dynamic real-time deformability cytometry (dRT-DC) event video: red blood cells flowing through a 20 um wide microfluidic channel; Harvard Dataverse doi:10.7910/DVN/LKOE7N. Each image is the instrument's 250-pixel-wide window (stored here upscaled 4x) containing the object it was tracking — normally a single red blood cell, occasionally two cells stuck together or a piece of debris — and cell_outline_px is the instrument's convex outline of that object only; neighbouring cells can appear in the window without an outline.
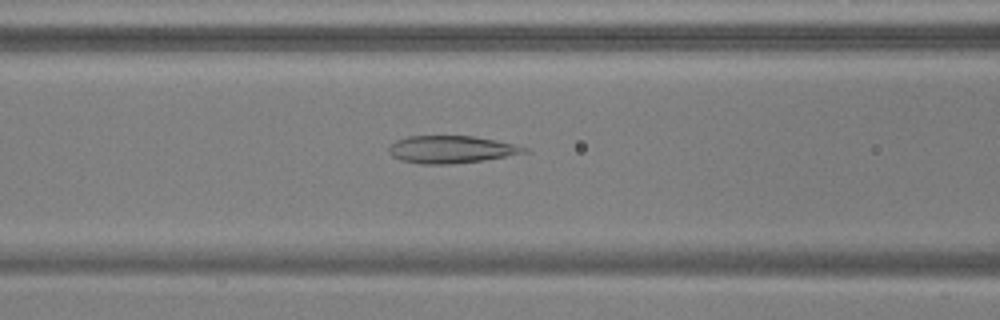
{"species": "common noctule bat (a hibernating species)", "species_latin": "Nyctalus noctula", "temperature_condition": "warm", "stored_images_in_passage": 50, "camera_frame_rate_fps": 3000, "um_per_image_px": 0.085, "animal": {"sex": "male", "body_mass_g": 17.9, "forearm_length_mm": 54.2}, "frame": {"image": 1, "passage_image": 23, "time_ms": 7.333, "image_size_px": [1000, 320], "cell_outline_px": [[532, 152], [484, 160], [448, 164], [420, 164], [400, 160], [392, 156], [388, 152], [388, 148], [396, 140], [408, 136], [472, 136], [496, 140], [528, 148]], "centroid_in_image_um": [38.36, 12.7], "position_along_channel_um": 128.2, "area_um2": 21.68}}
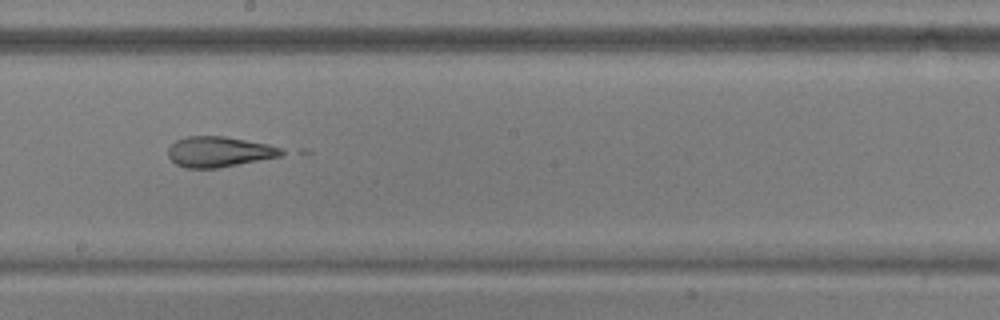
{"frame": {"image": 2, "passage_image": 31, "time_ms": 10.0, "image_size_px": [1000, 320], "cell_outline_px": [[288, 152], [280, 156], [216, 168], [184, 168], [176, 164], [168, 156], [168, 148], [176, 140], [188, 136], [224, 136], [268, 144], [280, 148]], "centroid_in_image_um": [18.61, 12.89], "position_along_channel_um": 229.6, "area_um2": 20.0}}
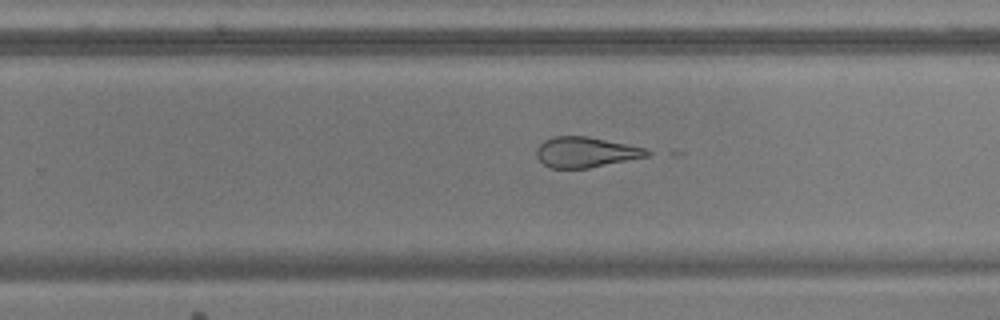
{"frame": {"image": 3, "passage_image": 35, "time_ms": 11.333, "image_size_px": [1000, 320], "cell_outline_px": [[652, 152], [648, 156], [588, 168], [552, 168], [544, 164], [536, 156], [536, 148], [544, 140], [552, 136], [588, 136], [644, 148]], "centroid_in_image_um": [49.75, 12.93], "position_along_channel_um": 280.1, "area_um2": 19.42}, "authors_computed_cell_mechanics": {"area_um2": 24.7384, "velocity_mm_per_s": 3.8056, "shape_relaxation_time_tau1_ms": null, "shape_relaxation_time_tau2_ms": 1.7185, "deformation_change_tau1": null, "deformation_change_tau2": 0.1025}}